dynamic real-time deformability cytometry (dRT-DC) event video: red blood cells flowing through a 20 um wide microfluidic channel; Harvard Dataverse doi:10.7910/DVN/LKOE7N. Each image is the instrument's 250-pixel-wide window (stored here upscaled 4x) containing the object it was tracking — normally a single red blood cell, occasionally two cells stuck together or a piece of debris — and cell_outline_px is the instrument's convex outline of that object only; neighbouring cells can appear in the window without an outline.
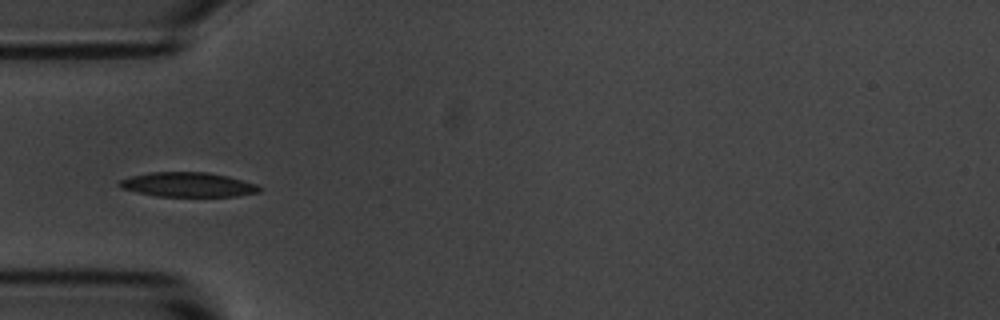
{"species": "common noctule bat (a hibernating species)", "species_latin": "Nyctalus noctula", "temperature_condition": "room temperature", "stored_images_in_passage": 7, "camera_frame_rate_fps": 3000, "um_per_image_px": 0.085, "animal": {"sex": "male", "body_mass_g": 20.1, "forearm_length_mm": 53.5}, "frame": {"image": 1, "passage_image": 5, "time_ms": 4.667, "image_size_px": [1000, 320], "cell_outline_px": [[264, 188], [260, 192], [236, 196], [156, 196], [136, 192], [120, 188], [116, 184], [120, 180], [132, 176], [148, 172], [208, 172], [228, 176], [256, 184]], "centroid_in_image_um": [15.97, 15.69], "position_along_channel_um": 69.0, "area_um2": 20.11}}
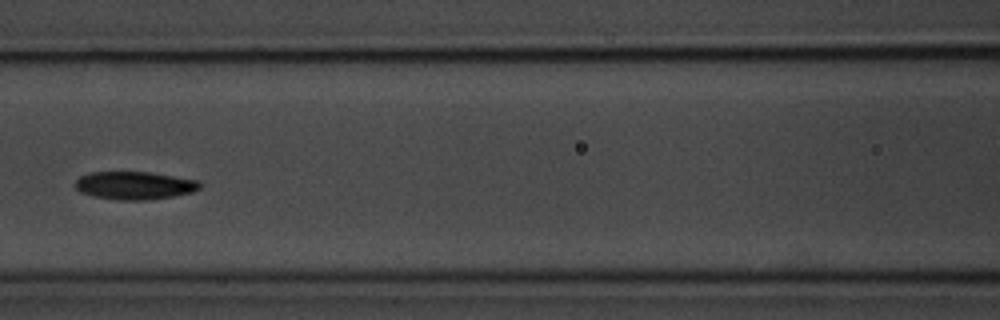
{"frame": {"image": 2, "passage_image": 7, "time_ms": 7.0, "image_size_px": [1000, 320], "cell_outline_px": [[204, 184], [200, 188], [192, 192], [172, 196], [144, 200], [116, 200], [92, 196], [80, 192], [76, 188], [76, 180], [80, 176], [88, 172], [152, 172], [200, 180]], "centroid_in_image_um": [11.46, 15.75], "position_along_channel_um": 155.1, "area_um2": 20.52}}